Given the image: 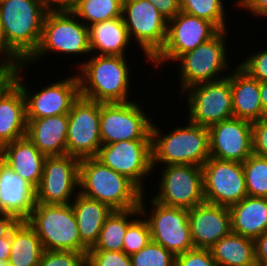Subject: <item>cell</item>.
<instances>
[{
	"label": "cell",
	"mask_w": 267,
	"mask_h": 266,
	"mask_svg": "<svg viewBox=\"0 0 267 266\" xmlns=\"http://www.w3.org/2000/svg\"><path fill=\"white\" fill-rule=\"evenodd\" d=\"M90 57L74 66L78 71L80 96L101 103L133 100L129 95L132 70L128 57L95 54Z\"/></svg>",
	"instance_id": "1"
},
{
	"label": "cell",
	"mask_w": 267,
	"mask_h": 266,
	"mask_svg": "<svg viewBox=\"0 0 267 266\" xmlns=\"http://www.w3.org/2000/svg\"><path fill=\"white\" fill-rule=\"evenodd\" d=\"M187 125L161 132V127L152 123L151 151L153 172L160 166L195 165L202 167L210 158L209 130L189 120ZM160 128V129H159ZM163 135V136H162Z\"/></svg>",
	"instance_id": "2"
},
{
	"label": "cell",
	"mask_w": 267,
	"mask_h": 266,
	"mask_svg": "<svg viewBox=\"0 0 267 266\" xmlns=\"http://www.w3.org/2000/svg\"><path fill=\"white\" fill-rule=\"evenodd\" d=\"M79 178V193L108 205L112 210H128L140 205L143 192L96 157L80 160Z\"/></svg>",
	"instance_id": "3"
},
{
	"label": "cell",
	"mask_w": 267,
	"mask_h": 266,
	"mask_svg": "<svg viewBox=\"0 0 267 266\" xmlns=\"http://www.w3.org/2000/svg\"><path fill=\"white\" fill-rule=\"evenodd\" d=\"M48 10L43 0H0L5 39L25 62L38 49Z\"/></svg>",
	"instance_id": "4"
},
{
	"label": "cell",
	"mask_w": 267,
	"mask_h": 266,
	"mask_svg": "<svg viewBox=\"0 0 267 266\" xmlns=\"http://www.w3.org/2000/svg\"><path fill=\"white\" fill-rule=\"evenodd\" d=\"M53 53L68 57L91 55L89 27L70 9L48 10L43 21L38 49L25 62L27 67ZM29 64V65H28Z\"/></svg>",
	"instance_id": "5"
},
{
	"label": "cell",
	"mask_w": 267,
	"mask_h": 266,
	"mask_svg": "<svg viewBox=\"0 0 267 266\" xmlns=\"http://www.w3.org/2000/svg\"><path fill=\"white\" fill-rule=\"evenodd\" d=\"M228 31L220 30L214 37L197 46L185 54H182L175 63L179 62L177 71L179 74L180 96L191 86L214 82L228 77L230 59L228 57L227 42ZM226 38V39H225ZM225 72V73H224ZM225 75H224V74Z\"/></svg>",
	"instance_id": "6"
},
{
	"label": "cell",
	"mask_w": 267,
	"mask_h": 266,
	"mask_svg": "<svg viewBox=\"0 0 267 266\" xmlns=\"http://www.w3.org/2000/svg\"><path fill=\"white\" fill-rule=\"evenodd\" d=\"M36 231L44 250L75 251L87 255L70 204H36L26 220Z\"/></svg>",
	"instance_id": "7"
},
{
	"label": "cell",
	"mask_w": 267,
	"mask_h": 266,
	"mask_svg": "<svg viewBox=\"0 0 267 266\" xmlns=\"http://www.w3.org/2000/svg\"><path fill=\"white\" fill-rule=\"evenodd\" d=\"M145 196L147 197L146 192L141 196L139 207L149 223L152 241L175 256L193 249L189 210L165 206L151 198L150 201L146 199L150 203L151 210L148 211Z\"/></svg>",
	"instance_id": "8"
},
{
	"label": "cell",
	"mask_w": 267,
	"mask_h": 266,
	"mask_svg": "<svg viewBox=\"0 0 267 266\" xmlns=\"http://www.w3.org/2000/svg\"><path fill=\"white\" fill-rule=\"evenodd\" d=\"M26 64L18 69L7 72V74L20 86L26 103V118L39 119L49 116L68 114L72 103L80 96L79 80L77 74L60 81L48 84L40 90H29L23 82L22 74L26 70ZM25 69V70H24ZM27 86V87H26Z\"/></svg>",
	"instance_id": "9"
},
{
	"label": "cell",
	"mask_w": 267,
	"mask_h": 266,
	"mask_svg": "<svg viewBox=\"0 0 267 266\" xmlns=\"http://www.w3.org/2000/svg\"><path fill=\"white\" fill-rule=\"evenodd\" d=\"M121 17L131 41L151 61L165 45L168 21L148 0H123Z\"/></svg>",
	"instance_id": "10"
},
{
	"label": "cell",
	"mask_w": 267,
	"mask_h": 266,
	"mask_svg": "<svg viewBox=\"0 0 267 266\" xmlns=\"http://www.w3.org/2000/svg\"><path fill=\"white\" fill-rule=\"evenodd\" d=\"M136 100L100 102V135L102 144L126 140H151L153 121Z\"/></svg>",
	"instance_id": "11"
},
{
	"label": "cell",
	"mask_w": 267,
	"mask_h": 266,
	"mask_svg": "<svg viewBox=\"0 0 267 266\" xmlns=\"http://www.w3.org/2000/svg\"><path fill=\"white\" fill-rule=\"evenodd\" d=\"M228 77L207 83H200L186 89L180 97L187 99L186 118L192 123L209 128L223 120L234 117L231 72ZM187 94V95H186Z\"/></svg>",
	"instance_id": "12"
},
{
	"label": "cell",
	"mask_w": 267,
	"mask_h": 266,
	"mask_svg": "<svg viewBox=\"0 0 267 266\" xmlns=\"http://www.w3.org/2000/svg\"><path fill=\"white\" fill-rule=\"evenodd\" d=\"M159 168L158 194L151 196L153 200L165 206L188 210L205 202L200 166L178 164Z\"/></svg>",
	"instance_id": "13"
},
{
	"label": "cell",
	"mask_w": 267,
	"mask_h": 266,
	"mask_svg": "<svg viewBox=\"0 0 267 266\" xmlns=\"http://www.w3.org/2000/svg\"><path fill=\"white\" fill-rule=\"evenodd\" d=\"M220 30L208 20L180 11L168 21L164 47L150 61L163 68L166 63H175L182 55L214 37Z\"/></svg>",
	"instance_id": "14"
},
{
	"label": "cell",
	"mask_w": 267,
	"mask_h": 266,
	"mask_svg": "<svg viewBox=\"0 0 267 266\" xmlns=\"http://www.w3.org/2000/svg\"><path fill=\"white\" fill-rule=\"evenodd\" d=\"M67 154L81 160L96 157L102 145L100 102L79 96L68 113Z\"/></svg>",
	"instance_id": "15"
},
{
	"label": "cell",
	"mask_w": 267,
	"mask_h": 266,
	"mask_svg": "<svg viewBox=\"0 0 267 266\" xmlns=\"http://www.w3.org/2000/svg\"><path fill=\"white\" fill-rule=\"evenodd\" d=\"M80 160L71 155L46 156L36 204H70L79 193Z\"/></svg>",
	"instance_id": "16"
},
{
	"label": "cell",
	"mask_w": 267,
	"mask_h": 266,
	"mask_svg": "<svg viewBox=\"0 0 267 266\" xmlns=\"http://www.w3.org/2000/svg\"><path fill=\"white\" fill-rule=\"evenodd\" d=\"M96 158L127 177L143 193L146 192L143 182L153 173L151 140H126L102 144Z\"/></svg>",
	"instance_id": "17"
},
{
	"label": "cell",
	"mask_w": 267,
	"mask_h": 266,
	"mask_svg": "<svg viewBox=\"0 0 267 266\" xmlns=\"http://www.w3.org/2000/svg\"><path fill=\"white\" fill-rule=\"evenodd\" d=\"M201 168L205 202L230 207L247 196L241 162L210 157Z\"/></svg>",
	"instance_id": "18"
},
{
	"label": "cell",
	"mask_w": 267,
	"mask_h": 266,
	"mask_svg": "<svg viewBox=\"0 0 267 266\" xmlns=\"http://www.w3.org/2000/svg\"><path fill=\"white\" fill-rule=\"evenodd\" d=\"M210 157L243 163L252 152V123L232 117L208 128Z\"/></svg>",
	"instance_id": "19"
},
{
	"label": "cell",
	"mask_w": 267,
	"mask_h": 266,
	"mask_svg": "<svg viewBox=\"0 0 267 266\" xmlns=\"http://www.w3.org/2000/svg\"><path fill=\"white\" fill-rule=\"evenodd\" d=\"M26 103L20 86L7 74L0 76V149L26 136Z\"/></svg>",
	"instance_id": "20"
},
{
	"label": "cell",
	"mask_w": 267,
	"mask_h": 266,
	"mask_svg": "<svg viewBox=\"0 0 267 266\" xmlns=\"http://www.w3.org/2000/svg\"><path fill=\"white\" fill-rule=\"evenodd\" d=\"M189 223L194 248L210 249L231 232L229 207L201 203L189 210Z\"/></svg>",
	"instance_id": "21"
},
{
	"label": "cell",
	"mask_w": 267,
	"mask_h": 266,
	"mask_svg": "<svg viewBox=\"0 0 267 266\" xmlns=\"http://www.w3.org/2000/svg\"><path fill=\"white\" fill-rule=\"evenodd\" d=\"M36 205V189L0 157V213L27 220Z\"/></svg>",
	"instance_id": "22"
},
{
	"label": "cell",
	"mask_w": 267,
	"mask_h": 266,
	"mask_svg": "<svg viewBox=\"0 0 267 266\" xmlns=\"http://www.w3.org/2000/svg\"><path fill=\"white\" fill-rule=\"evenodd\" d=\"M68 114L27 119L26 136L45 156L67 154Z\"/></svg>",
	"instance_id": "23"
},
{
	"label": "cell",
	"mask_w": 267,
	"mask_h": 266,
	"mask_svg": "<svg viewBox=\"0 0 267 266\" xmlns=\"http://www.w3.org/2000/svg\"><path fill=\"white\" fill-rule=\"evenodd\" d=\"M0 157L35 189L39 186L46 156L27 136L5 144L0 149Z\"/></svg>",
	"instance_id": "24"
},
{
	"label": "cell",
	"mask_w": 267,
	"mask_h": 266,
	"mask_svg": "<svg viewBox=\"0 0 267 266\" xmlns=\"http://www.w3.org/2000/svg\"><path fill=\"white\" fill-rule=\"evenodd\" d=\"M231 91L234 117L253 123L265 116L260 99V82L238 65L231 71Z\"/></svg>",
	"instance_id": "25"
},
{
	"label": "cell",
	"mask_w": 267,
	"mask_h": 266,
	"mask_svg": "<svg viewBox=\"0 0 267 266\" xmlns=\"http://www.w3.org/2000/svg\"><path fill=\"white\" fill-rule=\"evenodd\" d=\"M229 210L232 232L254 240L267 232V198L247 195Z\"/></svg>",
	"instance_id": "26"
},
{
	"label": "cell",
	"mask_w": 267,
	"mask_h": 266,
	"mask_svg": "<svg viewBox=\"0 0 267 266\" xmlns=\"http://www.w3.org/2000/svg\"><path fill=\"white\" fill-rule=\"evenodd\" d=\"M132 42L122 17L89 26L91 54L126 56ZM127 49V50H126Z\"/></svg>",
	"instance_id": "27"
},
{
	"label": "cell",
	"mask_w": 267,
	"mask_h": 266,
	"mask_svg": "<svg viewBox=\"0 0 267 266\" xmlns=\"http://www.w3.org/2000/svg\"><path fill=\"white\" fill-rule=\"evenodd\" d=\"M76 217L81 242L92 248L98 240L101 228L112 209L97 200L78 193L71 202Z\"/></svg>",
	"instance_id": "28"
},
{
	"label": "cell",
	"mask_w": 267,
	"mask_h": 266,
	"mask_svg": "<svg viewBox=\"0 0 267 266\" xmlns=\"http://www.w3.org/2000/svg\"><path fill=\"white\" fill-rule=\"evenodd\" d=\"M11 266H38L44 252L36 231L26 220H19L10 231Z\"/></svg>",
	"instance_id": "29"
},
{
	"label": "cell",
	"mask_w": 267,
	"mask_h": 266,
	"mask_svg": "<svg viewBox=\"0 0 267 266\" xmlns=\"http://www.w3.org/2000/svg\"><path fill=\"white\" fill-rule=\"evenodd\" d=\"M216 266H256L254 239L230 232L210 249Z\"/></svg>",
	"instance_id": "30"
},
{
	"label": "cell",
	"mask_w": 267,
	"mask_h": 266,
	"mask_svg": "<svg viewBox=\"0 0 267 266\" xmlns=\"http://www.w3.org/2000/svg\"><path fill=\"white\" fill-rule=\"evenodd\" d=\"M140 213V207L113 210L106 218L97 242L88 250L122 251L127 227Z\"/></svg>",
	"instance_id": "31"
},
{
	"label": "cell",
	"mask_w": 267,
	"mask_h": 266,
	"mask_svg": "<svg viewBox=\"0 0 267 266\" xmlns=\"http://www.w3.org/2000/svg\"><path fill=\"white\" fill-rule=\"evenodd\" d=\"M123 0H77L70 10L87 26L122 16Z\"/></svg>",
	"instance_id": "32"
},
{
	"label": "cell",
	"mask_w": 267,
	"mask_h": 266,
	"mask_svg": "<svg viewBox=\"0 0 267 266\" xmlns=\"http://www.w3.org/2000/svg\"><path fill=\"white\" fill-rule=\"evenodd\" d=\"M224 3L223 0H180V8L187 14L208 20L219 30H228Z\"/></svg>",
	"instance_id": "33"
},
{
	"label": "cell",
	"mask_w": 267,
	"mask_h": 266,
	"mask_svg": "<svg viewBox=\"0 0 267 266\" xmlns=\"http://www.w3.org/2000/svg\"><path fill=\"white\" fill-rule=\"evenodd\" d=\"M247 195L267 198V157L251 154L243 163Z\"/></svg>",
	"instance_id": "34"
},
{
	"label": "cell",
	"mask_w": 267,
	"mask_h": 266,
	"mask_svg": "<svg viewBox=\"0 0 267 266\" xmlns=\"http://www.w3.org/2000/svg\"><path fill=\"white\" fill-rule=\"evenodd\" d=\"M130 258L132 266H175V255L152 240Z\"/></svg>",
	"instance_id": "35"
},
{
	"label": "cell",
	"mask_w": 267,
	"mask_h": 266,
	"mask_svg": "<svg viewBox=\"0 0 267 266\" xmlns=\"http://www.w3.org/2000/svg\"><path fill=\"white\" fill-rule=\"evenodd\" d=\"M151 240L149 223L142 213H140L127 227L122 251L127 255L139 252Z\"/></svg>",
	"instance_id": "36"
},
{
	"label": "cell",
	"mask_w": 267,
	"mask_h": 266,
	"mask_svg": "<svg viewBox=\"0 0 267 266\" xmlns=\"http://www.w3.org/2000/svg\"><path fill=\"white\" fill-rule=\"evenodd\" d=\"M87 266H132L130 255L124 251L88 250Z\"/></svg>",
	"instance_id": "37"
},
{
	"label": "cell",
	"mask_w": 267,
	"mask_h": 266,
	"mask_svg": "<svg viewBox=\"0 0 267 266\" xmlns=\"http://www.w3.org/2000/svg\"><path fill=\"white\" fill-rule=\"evenodd\" d=\"M86 255L75 251L44 250L38 266H85Z\"/></svg>",
	"instance_id": "38"
},
{
	"label": "cell",
	"mask_w": 267,
	"mask_h": 266,
	"mask_svg": "<svg viewBox=\"0 0 267 266\" xmlns=\"http://www.w3.org/2000/svg\"><path fill=\"white\" fill-rule=\"evenodd\" d=\"M247 56L238 66L259 82L267 81V49L248 53Z\"/></svg>",
	"instance_id": "39"
},
{
	"label": "cell",
	"mask_w": 267,
	"mask_h": 266,
	"mask_svg": "<svg viewBox=\"0 0 267 266\" xmlns=\"http://www.w3.org/2000/svg\"><path fill=\"white\" fill-rule=\"evenodd\" d=\"M175 266H216L209 249L193 248L175 256Z\"/></svg>",
	"instance_id": "40"
},
{
	"label": "cell",
	"mask_w": 267,
	"mask_h": 266,
	"mask_svg": "<svg viewBox=\"0 0 267 266\" xmlns=\"http://www.w3.org/2000/svg\"><path fill=\"white\" fill-rule=\"evenodd\" d=\"M24 64L25 61L8 45L0 19V68L7 73Z\"/></svg>",
	"instance_id": "41"
},
{
	"label": "cell",
	"mask_w": 267,
	"mask_h": 266,
	"mask_svg": "<svg viewBox=\"0 0 267 266\" xmlns=\"http://www.w3.org/2000/svg\"><path fill=\"white\" fill-rule=\"evenodd\" d=\"M252 152L267 157V115L252 123Z\"/></svg>",
	"instance_id": "42"
},
{
	"label": "cell",
	"mask_w": 267,
	"mask_h": 266,
	"mask_svg": "<svg viewBox=\"0 0 267 266\" xmlns=\"http://www.w3.org/2000/svg\"><path fill=\"white\" fill-rule=\"evenodd\" d=\"M237 8L248 11L256 18L267 19V0H240Z\"/></svg>",
	"instance_id": "43"
},
{
	"label": "cell",
	"mask_w": 267,
	"mask_h": 266,
	"mask_svg": "<svg viewBox=\"0 0 267 266\" xmlns=\"http://www.w3.org/2000/svg\"><path fill=\"white\" fill-rule=\"evenodd\" d=\"M159 11V13L167 20H171L180 11V0H148Z\"/></svg>",
	"instance_id": "44"
},
{
	"label": "cell",
	"mask_w": 267,
	"mask_h": 266,
	"mask_svg": "<svg viewBox=\"0 0 267 266\" xmlns=\"http://www.w3.org/2000/svg\"><path fill=\"white\" fill-rule=\"evenodd\" d=\"M254 241L256 263H267V232L257 237Z\"/></svg>",
	"instance_id": "45"
},
{
	"label": "cell",
	"mask_w": 267,
	"mask_h": 266,
	"mask_svg": "<svg viewBox=\"0 0 267 266\" xmlns=\"http://www.w3.org/2000/svg\"><path fill=\"white\" fill-rule=\"evenodd\" d=\"M18 220L9 214L0 213V239L4 238Z\"/></svg>",
	"instance_id": "46"
},
{
	"label": "cell",
	"mask_w": 267,
	"mask_h": 266,
	"mask_svg": "<svg viewBox=\"0 0 267 266\" xmlns=\"http://www.w3.org/2000/svg\"><path fill=\"white\" fill-rule=\"evenodd\" d=\"M77 0H43L49 10L70 9Z\"/></svg>",
	"instance_id": "47"
},
{
	"label": "cell",
	"mask_w": 267,
	"mask_h": 266,
	"mask_svg": "<svg viewBox=\"0 0 267 266\" xmlns=\"http://www.w3.org/2000/svg\"><path fill=\"white\" fill-rule=\"evenodd\" d=\"M11 252V237L10 232L4 237L0 239V259L9 261Z\"/></svg>",
	"instance_id": "48"
},
{
	"label": "cell",
	"mask_w": 267,
	"mask_h": 266,
	"mask_svg": "<svg viewBox=\"0 0 267 266\" xmlns=\"http://www.w3.org/2000/svg\"><path fill=\"white\" fill-rule=\"evenodd\" d=\"M260 99H261L263 114L267 115V81L260 82Z\"/></svg>",
	"instance_id": "49"
},
{
	"label": "cell",
	"mask_w": 267,
	"mask_h": 266,
	"mask_svg": "<svg viewBox=\"0 0 267 266\" xmlns=\"http://www.w3.org/2000/svg\"><path fill=\"white\" fill-rule=\"evenodd\" d=\"M0 266H11L7 261L0 259Z\"/></svg>",
	"instance_id": "50"
},
{
	"label": "cell",
	"mask_w": 267,
	"mask_h": 266,
	"mask_svg": "<svg viewBox=\"0 0 267 266\" xmlns=\"http://www.w3.org/2000/svg\"><path fill=\"white\" fill-rule=\"evenodd\" d=\"M256 266H267V263H256Z\"/></svg>",
	"instance_id": "51"
},
{
	"label": "cell",
	"mask_w": 267,
	"mask_h": 266,
	"mask_svg": "<svg viewBox=\"0 0 267 266\" xmlns=\"http://www.w3.org/2000/svg\"><path fill=\"white\" fill-rule=\"evenodd\" d=\"M240 0H236L234 4V6H237V3L239 2Z\"/></svg>",
	"instance_id": "52"
}]
</instances>
